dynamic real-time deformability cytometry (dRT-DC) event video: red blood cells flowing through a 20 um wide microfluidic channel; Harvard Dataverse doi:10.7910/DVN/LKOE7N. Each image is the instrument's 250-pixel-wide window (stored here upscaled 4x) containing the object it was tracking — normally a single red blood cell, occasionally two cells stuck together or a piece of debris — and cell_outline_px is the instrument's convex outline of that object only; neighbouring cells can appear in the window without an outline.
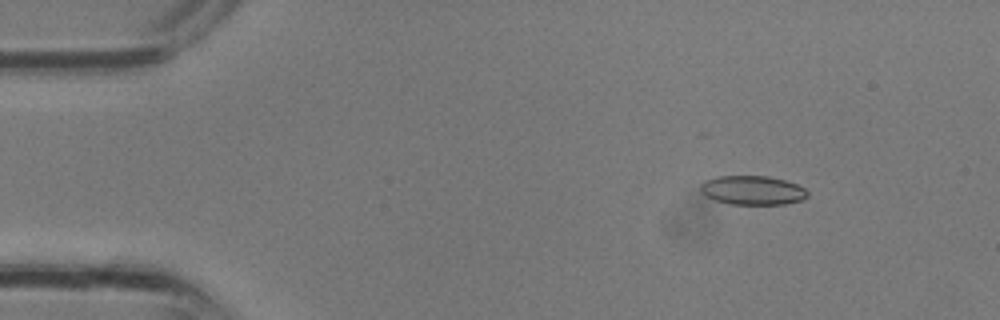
{"species": "common noctule bat (a hibernating species)", "species_latin": "Nyctalus noctula", "temperature_condition": "room temperature", "stored_images_in_passage": 32, "camera_frame_rate_fps": 3000, "um_per_image_px": 0.085, "animal": {"sex": "male", "body_mass_g": 13.3}, "frame": {"image": 1, "passage_image": 4, "time_ms": 1.0, "image_size_px": [1000, 320], "cell_outline_px": [[808, 196], [804, 200], [784, 204], [728, 204], [716, 200], [700, 192], [700, 184], [704, 180], [716, 176], [768, 176], [784, 180], [796, 184], [804, 188], [808, 192]], "centroid_in_image_um": [63.96, 16.17], "position_along_channel_um": 21.0, "area_um2": 18.21}}
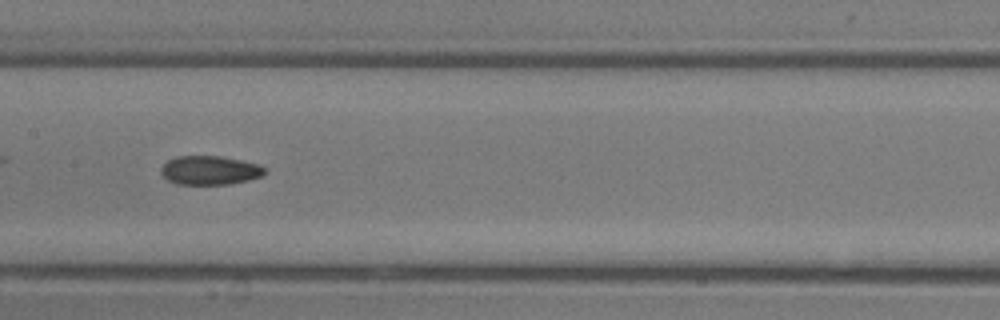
{"frame": {"image": 2, "passage_image": 16, "time_ms": 5.0, "image_size_px": [1000, 320], "cell_outline_px": [[268, 172], [264, 176], [232, 184], [176, 184], [168, 180], [160, 172], [160, 168], [168, 160], [176, 156], [220, 156], [260, 164], [268, 168]], "centroid_in_image_um": [17.9, 14.47], "position_along_channel_um": 189.5, "area_um2": 17.74}}
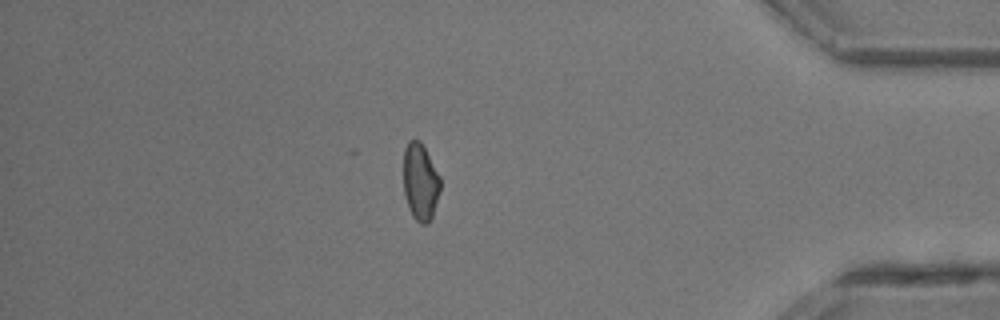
{"frame": {"image": 3, "passage_image": 28, "time_ms": 9.0, "image_size_px": [1000, 320], "cell_outline_px": [[440, 188], [432, 216], [428, 224], [420, 224], [412, 216], [408, 208], [404, 192], [404, 148], [408, 140], [420, 140], [440, 176]], "centroid_in_image_um": [35.71, 15.46], "position_along_channel_um": 399.5, "area_um2": 16.47}}